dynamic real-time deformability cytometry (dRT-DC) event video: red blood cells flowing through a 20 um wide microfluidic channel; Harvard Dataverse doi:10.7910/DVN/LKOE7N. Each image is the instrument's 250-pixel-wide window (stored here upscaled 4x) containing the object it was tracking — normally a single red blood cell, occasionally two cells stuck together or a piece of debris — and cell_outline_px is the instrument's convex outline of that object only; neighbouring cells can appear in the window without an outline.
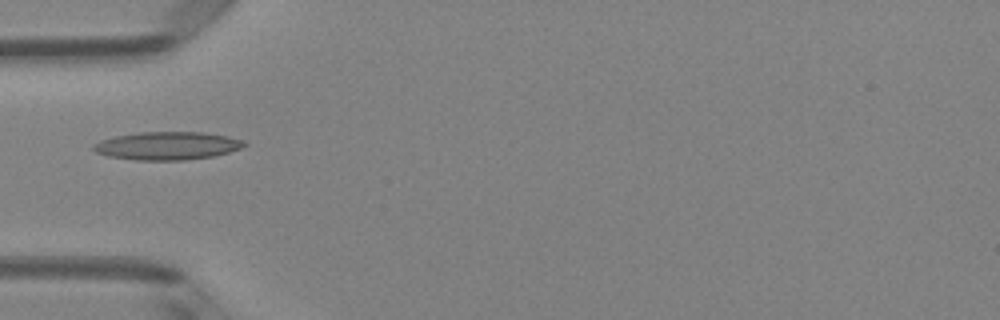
{"species": "Egyptian fruit bat (a non-hibernating species)", "species_latin": "Rousettus aegyptiacus", "temperature_condition": "room temperature", "stored_images_in_passage": 5, "camera_frame_rate_fps": 3000, "um_per_image_px": 0.085, "animal": {"sex": "female"}, "frame": {"image": 1, "passage_image": 4, "time_ms": 1.0, "image_size_px": [1000, 320], "cell_outline_px": [[248, 144], [240, 148], [228, 152], [212, 156], [184, 160], [136, 160], [108, 156], [96, 152], [92, 148], [92, 144], [100, 140], [116, 136], [140, 132], [200, 132], [228, 136], [244, 140]], "centroid_in_image_um": [14.2, 12.39], "position_along_channel_um": 70.8, "area_um2": 24.57}}
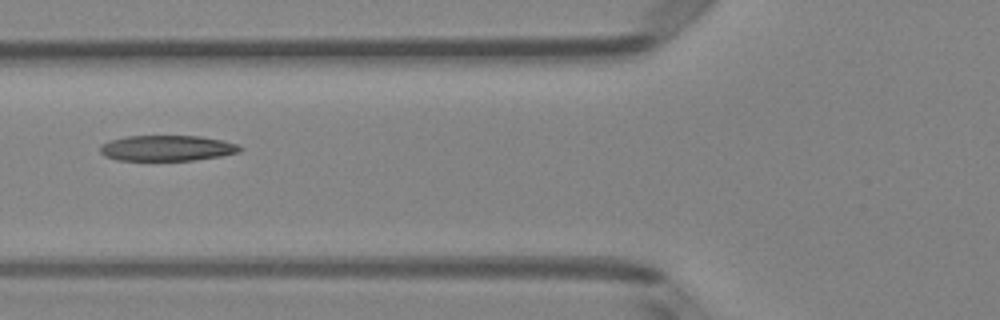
{"frame": {"image": 2, "passage_image": 5, "time_ms": 1.333, "image_size_px": [1000, 320], "cell_outline_px": [[244, 148], [240, 152], [220, 156], [196, 160], [116, 160], [104, 156], [100, 152], [100, 148], [104, 144], [112, 140], [128, 136], [200, 136], [224, 140], [236, 144]], "centroid_in_image_um": [14.24, 12.59], "position_along_channel_um": 111.6, "area_um2": 20.81}}